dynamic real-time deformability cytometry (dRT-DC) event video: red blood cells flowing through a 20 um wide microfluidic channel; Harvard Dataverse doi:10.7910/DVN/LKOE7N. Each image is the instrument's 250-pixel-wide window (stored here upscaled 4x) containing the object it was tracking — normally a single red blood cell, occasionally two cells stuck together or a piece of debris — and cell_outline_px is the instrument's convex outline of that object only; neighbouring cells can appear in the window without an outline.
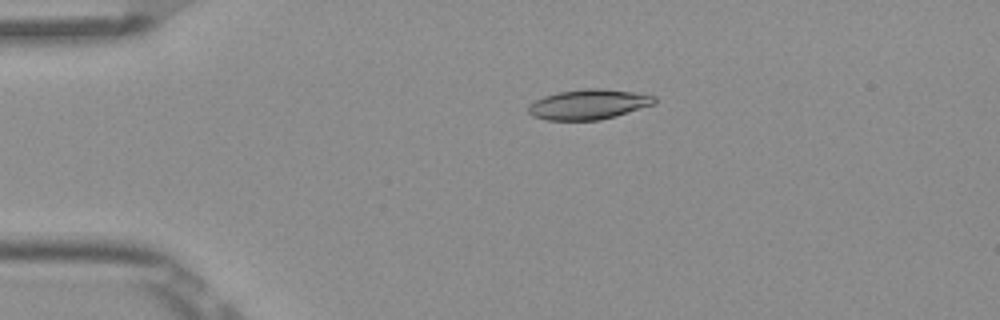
{"species": "Egyptian fruit bat (a non-hibernating species)", "species_latin": "Rousettus aegyptiacus", "temperature_condition": "room temperature", "stored_images_in_passage": 42, "camera_frame_rate_fps": 3000, "um_per_image_px": 0.085, "frame": {"image": 1, "passage_image": 1, "time_ms": 0.0, "image_size_px": [1000, 320], "cell_outline_px": [[656, 104], [616, 116], [600, 120], [544, 120], [532, 116], [528, 112], [528, 104], [544, 96], [560, 92], [584, 88], [600, 88], [632, 92], [656, 96]], "centroid_in_image_um": [50.03, 8.88], "position_along_channel_um": 35.0, "area_um2": 22.2}}
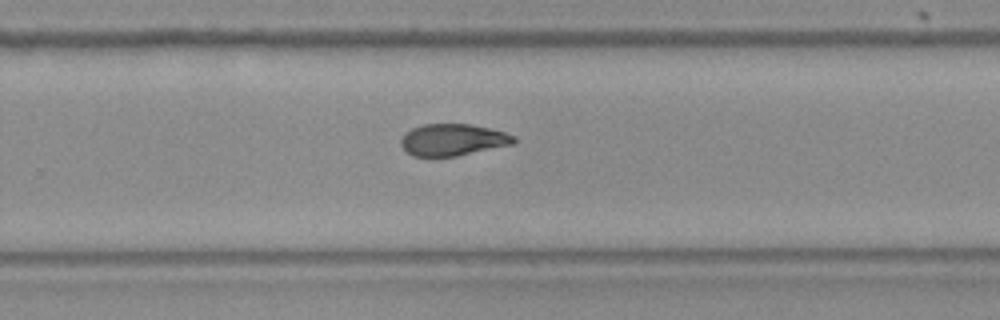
{"frame": {"image": 2, "passage_image": 24, "time_ms": 7.667, "image_size_px": [1000, 320], "cell_outline_px": [[516, 140], [512, 144], [456, 156], [412, 156], [400, 144], [400, 140], [404, 132], [412, 128], [424, 124], [472, 124], [504, 132], [516, 136]], "centroid_in_image_um": [38.46, 11.87], "position_along_channel_um": 291.3, "area_um2": 20.81}}
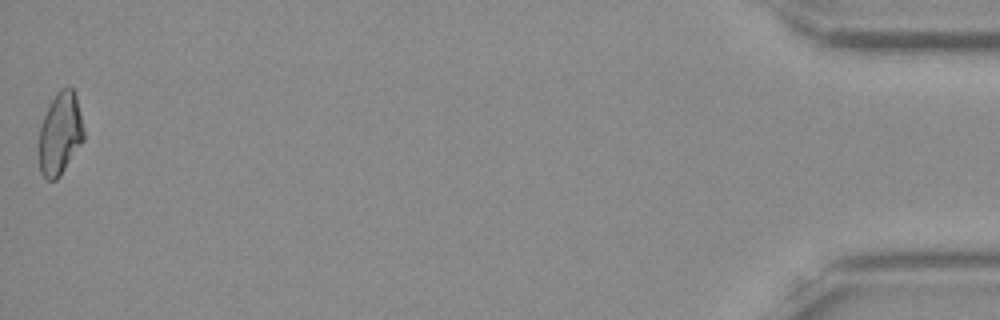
{"frame": {"image": 3, "passage_image": 42, "time_ms": 13.667, "image_size_px": [1000, 320], "cell_outline_px": [[84, 140], [60, 176], [56, 180], [48, 180], [40, 172], [36, 152], [40, 128], [48, 104], [56, 92], [60, 88], [72, 88], [76, 96], [84, 128]], "centroid_in_image_um": [5.07, 11.39], "position_along_channel_um": 430.1, "area_um2": 22.02}, "authors_computed_cell_mechanics": {"area_um2": 21.8484, "velocity_mm_per_s": 3.8842, "shape_relaxation_time_tau1_ms": 7.6537, "shape_relaxation_time_tau2_ms": 5.1996, "deformation_change_tau1": 0.1909, "deformation_change_tau2": 0.1017}}